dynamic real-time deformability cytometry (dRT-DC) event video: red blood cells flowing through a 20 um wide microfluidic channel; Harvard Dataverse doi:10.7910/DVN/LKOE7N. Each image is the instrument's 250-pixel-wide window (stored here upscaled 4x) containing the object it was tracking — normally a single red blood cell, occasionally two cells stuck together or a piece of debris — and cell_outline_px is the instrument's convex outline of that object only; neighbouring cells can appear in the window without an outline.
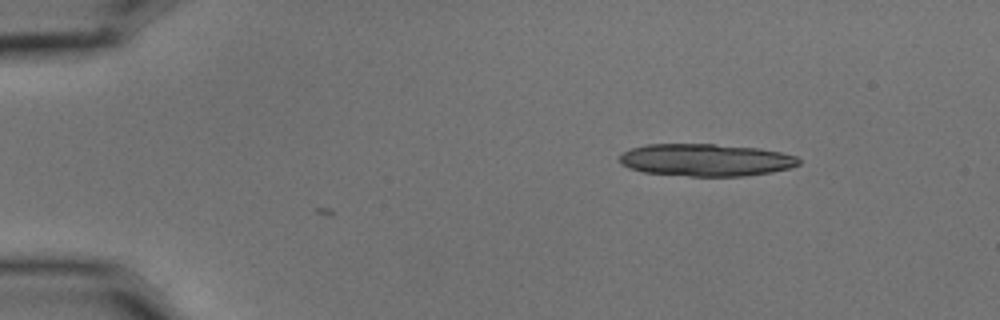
{"species": "common noctule bat (a hibernating species)", "species_latin": "Nyctalus noctula", "temperature_condition": "cold", "stored_images_in_passage": 4, "camera_frame_rate_fps": 3000, "um_per_image_px": 0.085, "animal": {"sex": "male", "body_mass_g": 15.6}, "frame": {"image": 1, "passage_image": 1, "time_ms": 0.0, "image_size_px": [1000, 320], "cell_outline_px": [[800, 164], [792, 168], [772, 172], [744, 176], [688, 176], [644, 172], [628, 168], [620, 164], [620, 156], [624, 152], [632, 148], [648, 144], [716, 144], [760, 148], [780, 152], [796, 156], [800, 160]], "centroid_in_image_um": [60.02, 13.6], "position_along_channel_um": 25.0, "area_um2": 33.93}}
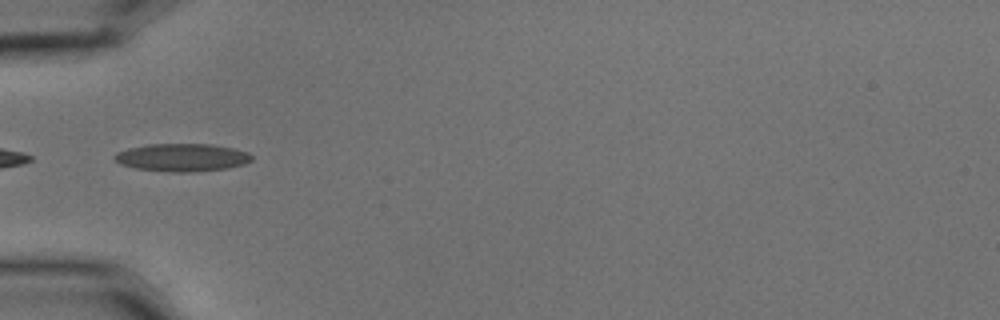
{"frame": {"image": 2, "passage_image": 4, "time_ms": 1.0, "image_size_px": [1000, 320], "cell_outline_px": [[252, 160], [244, 164], [228, 168], [196, 172], [168, 172], [136, 168], [120, 164], [112, 156], [116, 152], [128, 148], [148, 144], [212, 144], [232, 148], [248, 152], [252, 156]], "centroid_in_image_um": [15.47, 13.39], "position_along_channel_um": 69.5, "area_um2": 22.37}}